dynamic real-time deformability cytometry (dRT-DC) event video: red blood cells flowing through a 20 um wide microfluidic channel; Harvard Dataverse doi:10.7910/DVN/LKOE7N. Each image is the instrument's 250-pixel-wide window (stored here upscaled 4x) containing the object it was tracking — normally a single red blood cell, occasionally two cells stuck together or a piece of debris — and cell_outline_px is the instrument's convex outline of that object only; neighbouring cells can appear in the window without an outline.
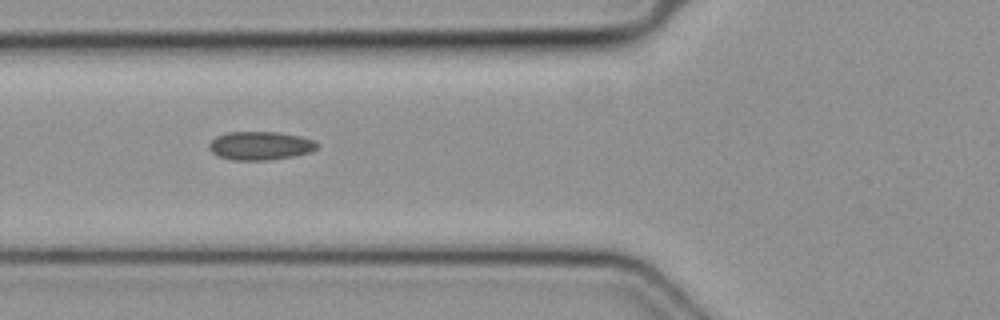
{"species": "common noctule bat (a hibernating species)", "species_latin": "Nyctalus noctula", "temperature_condition": "cold", "stored_images_in_passage": 3, "camera_frame_rate_fps": 3000, "um_per_image_px": 0.085, "animal": {"sex": "female", "body_mass_g": 19.3, "forearm_length_mm": 54.1}, "frame": {"image": 1, "passage_image": 2, "time_ms": 0.333, "image_size_px": [1000, 320], "cell_outline_px": [[316, 148], [308, 152], [292, 156], [268, 160], [232, 160], [216, 156], [208, 148], [208, 144], [216, 136], [228, 132], [276, 132], [300, 136], [312, 140], [316, 144]], "centroid_in_image_um": [22.04, 12.39], "position_along_channel_um": 103.8, "area_um2": 17.74}}
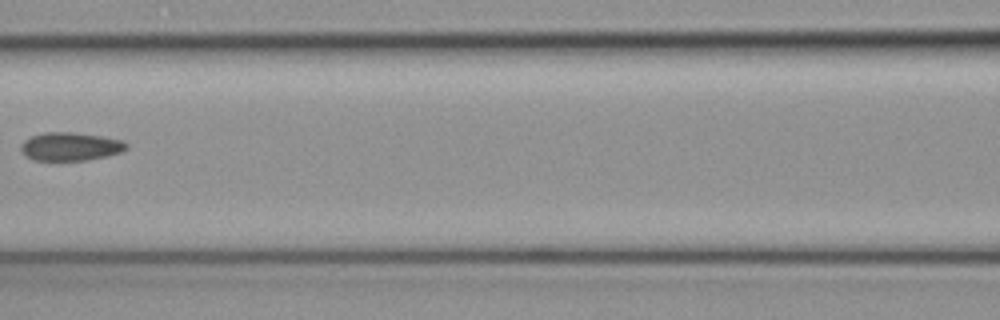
{"frame": {"image": 2, "passage_image": 3, "time_ms": 0.667, "image_size_px": [1000, 320], "cell_outline_px": [[128, 148], [120, 152], [108, 156], [88, 160], [32, 160], [24, 156], [20, 152], [20, 144], [24, 140], [32, 136], [44, 132], [72, 132], [100, 136], [124, 140], [128, 144]], "centroid_in_image_um": [5.96, 12.46], "position_along_channel_um": 160.6, "area_um2": 17.63}}